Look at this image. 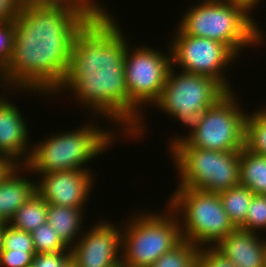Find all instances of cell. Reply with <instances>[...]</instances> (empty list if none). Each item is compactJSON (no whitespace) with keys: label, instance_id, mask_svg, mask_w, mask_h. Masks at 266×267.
Returning <instances> with one entry per match:
<instances>
[{"label":"cell","instance_id":"cell-1","mask_svg":"<svg viewBox=\"0 0 266 267\" xmlns=\"http://www.w3.org/2000/svg\"><path fill=\"white\" fill-rule=\"evenodd\" d=\"M89 19L68 4L22 0L11 56L0 71L2 87L54 94L66 76L76 34Z\"/></svg>","mask_w":266,"mask_h":267},{"label":"cell","instance_id":"cell-2","mask_svg":"<svg viewBox=\"0 0 266 267\" xmlns=\"http://www.w3.org/2000/svg\"><path fill=\"white\" fill-rule=\"evenodd\" d=\"M117 23L109 14L90 18L80 28L73 41L66 76L55 95L69 90L88 112L115 125L121 124L119 132H124L127 138L128 89L124 62L129 42Z\"/></svg>","mask_w":266,"mask_h":267},{"label":"cell","instance_id":"cell-3","mask_svg":"<svg viewBox=\"0 0 266 267\" xmlns=\"http://www.w3.org/2000/svg\"><path fill=\"white\" fill-rule=\"evenodd\" d=\"M251 13L228 0L198 1L184 12L177 27L184 34L221 42L239 57L245 48L260 46L266 37Z\"/></svg>","mask_w":266,"mask_h":267},{"label":"cell","instance_id":"cell-4","mask_svg":"<svg viewBox=\"0 0 266 267\" xmlns=\"http://www.w3.org/2000/svg\"><path fill=\"white\" fill-rule=\"evenodd\" d=\"M87 123L75 130L52 133L49 138L31 146L29 159L24 165L27 175L29 172L38 175L65 170H89L85 164L107 151L106 148L109 149L116 141L118 133L101 129V126L90 124V121Z\"/></svg>","mask_w":266,"mask_h":267},{"label":"cell","instance_id":"cell-5","mask_svg":"<svg viewBox=\"0 0 266 267\" xmlns=\"http://www.w3.org/2000/svg\"><path fill=\"white\" fill-rule=\"evenodd\" d=\"M166 54L149 46H127L124 62L125 80L128 89V134L133 140L139 139L145 131L142 125L146 104L151 106L163 90L168 72L172 66L171 50ZM145 105V106H142Z\"/></svg>","mask_w":266,"mask_h":267},{"label":"cell","instance_id":"cell-6","mask_svg":"<svg viewBox=\"0 0 266 267\" xmlns=\"http://www.w3.org/2000/svg\"><path fill=\"white\" fill-rule=\"evenodd\" d=\"M165 209L163 214L139 212L123 223L121 261L127 267H150L183 241L177 215Z\"/></svg>","mask_w":266,"mask_h":267},{"label":"cell","instance_id":"cell-7","mask_svg":"<svg viewBox=\"0 0 266 267\" xmlns=\"http://www.w3.org/2000/svg\"><path fill=\"white\" fill-rule=\"evenodd\" d=\"M175 189L166 204L178 217L183 240L199 248L214 247L235 229L218 193Z\"/></svg>","mask_w":266,"mask_h":267},{"label":"cell","instance_id":"cell-8","mask_svg":"<svg viewBox=\"0 0 266 267\" xmlns=\"http://www.w3.org/2000/svg\"><path fill=\"white\" fill-rule=\"evenodd\" d=\"M229 91L193 122L189 134L170 139L169 147H196L212 151H240L244 148L247 113Z\"/></svg>","mask_w":266,"mask_h":267},{"label":"cell","instance_id":"cell-9","mask_svg":"<svg viewBox=\"0 0 266 267\" xmlns=\"http://www.w3.org/2000/svg\"><path fill=\"white\" fill-rule=\"evenodd\" d=\"M178 168L177 187L220 193L240 184L239 151L169 147Z\"/></svg>","mask_w":266,"mask_h":267},{"label":"cell","instance_id":"cell-10","mask_svg":"<svg viewBox=\"0 0 266 267\" xmlns=\"http://www.w3.org/2000/svg\"><path fill=\"white\" fill-rule=\"evenodd\" d=\"M175 71L171 66L163 90L153 106L190 129L200 114L229 91L211 77Z\"/></svg>","mask_w":266,"mask_h":267},{"label":"cell","instance_id":"cell-11","mask_svg":"<svg viewBox=\"0 0 266 267\" xmlns=\"http://www.w3.org/2000/svg\"><path fill=\"white\" fill-rule=\"evenodd\" d=\"M174 32L169 43L172 66L179 65L182 71L216 79L228 91L234 92L224 75L227 71L224 69L236 63L234 61L238 56L221 42L184 34L178 27Z\"/></svg>","mask_w":266,"mask_h":267},{"label":"cell","instance_id":"cell-12","mask_svg":"<svg viewBox=\"0 0 266 267\" xmlns=\"http://www.w3.org/2000/svg\"><path fill=\"white\" fill-rule=\"evenodd\" d=\"M121 228V229H120ZM122 227L108 220L82 231L70 248L71 261L76 267H112L121 261Z\"/></svg>","mask_w":266,"mask_h":267},{"label":"cell","instance_id":"cell-13","mask_svg":"<svg viewBox=\"0 0 266 267\" xmlns=\"http://www.w3.org/2000/svg\"><path fill=\"white\" fill-rule=\"evenodd\" d=\"M93 170H65L38 174L36 193L48 204L84 208L94 186ZM93 174V175H92Z\"/></svg>","mask_w":266,"mask_h":267},{"label":"cell","instance_id":"cell-14","mask_svg":"<svg viewBox=\"0 0 266 267\" xmlns=\"http://www.w3.org/2000/svg\"><path fill=\"white\" fill-rule=\"evenodd\" d=\"M2 94L0 95V158L11 161L14 165L23 166L31 153L30 146L27 145L29 127L19 107L10 102L5 92Z\"/></svg>","mask_w":266,"mask_h":267},{"label":"cell","instance_id":"cell-15","mask_svg":"<svg viewBox=\"0 0 266 267\" xmlns=\"http://www.w3.org/2000/svg\"><path fill=\"white\" fill-rule=\"evenodd\" d=\"M265 243L258 233L235 228L214 247L237 267H264Z\"/></svg>","mask_w":266,"mask_h":267},{"label":"cell","instance_id":"cell-16","mask_svg":"<svg viewBox=\"0 0 266 267\" xmlns=\"http://www.w3.org/2000/svg\"><path fill=\"white\" fill-rule=\"evenodd\" d=\"M25 170L24 165H15L0 182V221L2 222L9 223L15 212L36 194V182L29 177L25 178L24 174L23 177L19 174L24 173Z\"/></svg>","mask_w":266,"mask_h":267},{"label":"cell","instance_id":"cell-17","mask_svg":"<svg viewBox=\"0 0 266 267\" xmlns=\"http://www.w3.org/2000/svg\"><path fill=\"white\" fill-rule=\"evenodd\" d=\"M83 210V208L48 204L47 222L69 249L79 240L81 236L79 234L85 228Z\"/></svg>","mask_w":266,"mask_h":267},{"label":"cell","instance_id":"cell-18","mask_svg":"<svg viewBox=\"0 0 266 267\" xmlns=\"http://www.w3.org/2000/svg\"><path fill=\"white\" fill-rule=\"evenodd\" d=\"M240 184L254 194L266 195V156L249 152L245 147L239 151Z\"/></svg>","mask_w":266,"mask_h":267},{"label":"cell","instance_id":"cell-19","mask_svg":"<svg viewBox=\"0 0 266 267\" xmlns=\"http://www.w3.org/2000/svg\"><path fill=\"white\" fill-rule=\"evenodd\" d=\"M47 216L48 203L36 193L15 212L8 224L31 233L47 222Z\"/></svg>","mask_w":266,"mask_h":267},{"label":"cell","instance_id":"cell-20","mask_svg":"<svg viewBox=\"0 0 266 267\" xmlns=\"http://www.w3.org/2000/svg\"><path fill=\"white\" fill-rule=\"evenodd\" d=\"M254 193L241 184L219 193L223 208L235 228H241Z\"/></svg>","mask_w":266,"mask_h":267},{"label":"cell","instance_id":"cell-21","mask_svg":"<svg viewBox=\"0 0 266 267\" xmlns=\"http://www.w3.org/2000/svg\"><path fill=\"white\" fill-rule=\"evenodd\" d=\"M244 147L252 153L266 156V108L247 113Z\"/></svg>","mask_w":266,"mask_h":267},{"label":"cell","instance_id":"cell-22","mask_svg":"<svg viewBox=\"0 0 266 267\" xmlns=\"http://www.w3.org/2000/svg\"><path fill=\"white\" fill-rule=\"evenodd\" d=\"M200 248L183 240L171 251L161 255L150 267H198Z\"/></svg>","mask_w":266,"mask_h":267},{"label":"cell","instance_id":"cell-23","mask_svg":"<svg viewBox=\"0 0 266 267\" xmlns=\"http://www.w3.org/2000/svg\"><path fill=\"white\" fill-rule=\"evenodd\" d=\"M36 254L70 252L58 233L46 222L31 232Z\"/></svg>","mask_w":266,"mask_h":267},{"label":"cell","instance_id":"cell-24","mask_svg":"<svg viewBox=\"0 0 266 267\" xmlns=\"http://www.w3.org/2000/svg\"><path fill=\"white\" fill-rule=\"evenodd\" d=\"M241 229L255 233L266 231V195L254 194Z\"/></svg>","mask_w":266,"mask_h":267},{"label":"cell","instance_id":"cell-25","mask_svg":"<svg viewBox=\"0 0 266 267\" xmlns=\"http://www.w3.org/2000/svg\"><path fill=\"white\" fill-rule=\"evenodd\" d=\"M3 250L13 252H36L30 232L12 227L5 223L3 233Z\"/></svg>","mask_w":266,"mask_h":267},{"label":"cell","instance_id":"cell-26","mask_svg":"<svg viewBox=\"0 0 266 267\" xmlns=\"http://www.w3.org/2000/svg\"><path fill=\"white\" fill-rule=\"evenodd\" d=\"M40 3L68 4L72 7L80 9L86 16L90 18H98L109 15L108 8L105 9L102 4H98L95 0H28Z\"/></svg>","mask_w":266,"mask_h":267},{"label":"cell","instance_id":"cell-27","mask_svg":"<svg viewBox=\"0 0 266 267\" xmlns=\"http://www.w3.org/2000/svg\"><path fill=\"white\" fill-rule=\"evenodd\" d=\"M198 267H237L215 247H201L198 252Z\"/></svg>","mask_w":266,"mask_h":267},{"label":"cell","instance_id":"cell-28","mask_svg":"<svg viewBox=\"0 0 266 267\" xmlns=\"http://www.w3.org/2000/svg\"><path fill=\"white\" fill-rule=\"evenodd\" d=\"M14 37V21L0 22V71L10 59Z\"/></svg>","mask_w":266,"mask_h":267},{"label":"cell","instance_id":"cell-29","mask_svg":"<svg viewBox=\"0 0 266 267\" xmlns=\"http://www.w3.org/2000/svg\"><path fill=\"white\" fill-rule=\"evenodd\" d=\"M36 252H13L2 250L0 255V267H25L33 263Z\"/></svg>","mask_w":266,"mask_h":267},{"label":"cell","instance_id":"cell-30","mask_svg":"<svg viewBox=\"0 0 266 267\" xmlns=\"http://www.w3.org/2000/svg\"><path fill=\"white\" fill-rule=\"evenodd\" d=\"M71 260L70 252L41 253L34 256L37 267H64Z\"/></svg>","mask_w":266,"mask_h":267},{"label":"cell","instance_id":"cell-31","mask_svg":"<svg viewBox=\"0 0 266 267\" xmlns=\"http://www.w3.org/2000/svg\"><path fill=\"white\" fill-rule=\"evenodd\" d=\"M22 0H0V22L14 20Z\"/></svg>","mask_w":266,"mask_h":267},{"label":"cell","instance_id":"cell-32","mask_svg":"<svg viewBox=\"0 0 266 267\" xmlns=\"http://www.w3.org/2000/svg\"><path fill=\"white\" fill-rule=\"evenodd\" d=\"M14 166L11 161L0 158V182Z\"/></svg>","mask_w":266,"mask_h":267},{"label":"cell","instance_id":"cell-33","mask_svg":"<svg viewBox=\"0 0 266 267\" xmlns=\"http://www.w3.org/2000/svg\"><path fill=\"white\" fill-rule=\"evenodd\" d=\"M228 1L243 5L251 12V10L257 8L256 6H258L259 1L261 0H228Z\"/></svg>","mask_w":266,"mask_h":267},{"label":"cell","instance_id":"cell-34","mask_svg":"<svg viewBox=\"0 0 266 267\" xmlns=\"http://www.w3.org/2000/svg\"><path fill=\"white\" fill-rule=\"evenodd\" d=\"M5 222L0 221V255L3 250V233H4Z\"/></svg>","mask_w":266,"mask_h":267},{"label":"cell","instance_id":"cell-35","mask_svg":"<svg viewBox=\"0 0 266 267\" xmlns=\"http://www.w3.org/2000/svg\"><path fill=\"white\" fill-rule=\"evenodd\" d=\"M112 267H127L122 261H120L119 263L115 264Z\"/></svg>","mask_w":266,"mask_h":267},{"label":"cell","instance_id":"cell-36","mask_svg":"<svg viewBox=\"0 0 266 267\" xmlns=\"http://www.w3.org/2000/svg\"><path fill=\"white\" fill-rule=\"evenodd\" d=\"M64 267H76V265L70 260Z\"/></svg>","mask_w":266,"mask_h":267},{"label":"cell","instance_id":"cell-37","mask_svg":"<svg viewBox=\"0 0 266 267\" xmlns=\"http://www.w3.org/2000/svg\"><path fill=\"white\" fill-rule=\"evenodd\" d=\"M264 267H266V243L264 248Z\"/></svg>","mask_w":266,"mask_h":267},{"label":"cell","instance_id":"cell-38","mask_svg":"<svg viewBox=\"0 0 266 267\" xmlns=\"http://www.w3.org/2000/svg\"><path fill=\"white\" fill-rule=\"evenodd\" d=\"M25 267H37V266L34 263H31V264H29V265H27Z\"/></svg>","mask_w":266,"mask_h":267}]
</instances>
